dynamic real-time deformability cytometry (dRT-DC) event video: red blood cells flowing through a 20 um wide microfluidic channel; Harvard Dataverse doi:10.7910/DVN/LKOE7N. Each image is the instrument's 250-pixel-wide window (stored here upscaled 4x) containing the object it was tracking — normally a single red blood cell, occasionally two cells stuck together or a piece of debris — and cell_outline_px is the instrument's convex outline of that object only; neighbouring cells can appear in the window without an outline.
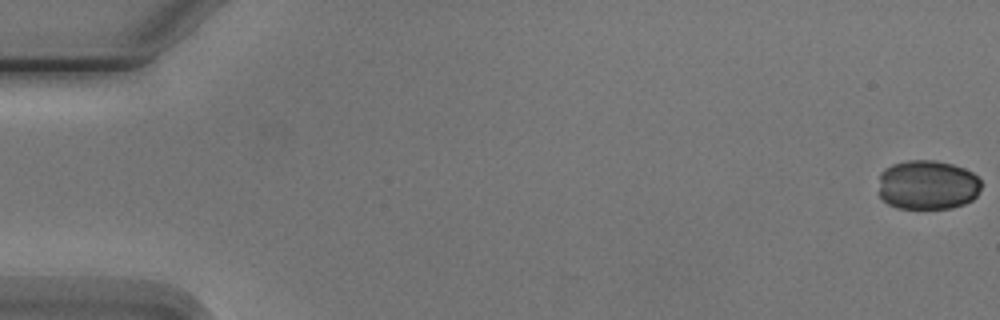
{"species": "Egyptian fruit bat (a non-hibernating species)", "species_latin": "Rousettus aegyptiacus", "temperature_condition": "cold", "stored_images_in_passage": 5, "camera_frame_rate_fps": 3000, "um_per_image_px": 0.085, "animal": {"sex": "male"}, "frame": {"image": 1, "passage_image": 1, "time_ms": 0.0, "image_size_px": [1000, 320], "cell_outline_px": [[980, 188], [976, 196], [972, 200], [964, 204], [952, 208], [896, 208], [888, 204], [880, 196], [880, 172], [884, 168], [892, 164], [908, 160], [936, 160], [952, 164], [964, 168], [972, 172], [980, 180]], "centroid_in_image_um": [78.84, 15.71], "position_along_channel_um": 6.2, "area_um2": 29.71}}
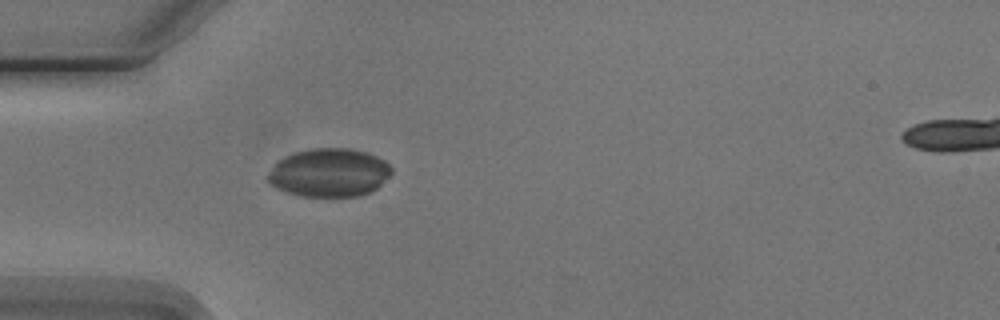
{"frame": {"image": 2, "passage_image": 5, "time_ms": 5.333, "image_size_px": [1000, 320], "cell_outline_px": [[392, 172], [372, 192], [360, 196], [300, 196], [276, 188], [268, 180], [268, 176], [272, 168], [284, 156], [296, 152], [312, 148], [352, 148], [368, 152], [384, 160], [392, 168]], "centroid_in_image_um": [28.01, 14.67], "position_along_channel_um": 57.0, "area_um2": 34.68}}